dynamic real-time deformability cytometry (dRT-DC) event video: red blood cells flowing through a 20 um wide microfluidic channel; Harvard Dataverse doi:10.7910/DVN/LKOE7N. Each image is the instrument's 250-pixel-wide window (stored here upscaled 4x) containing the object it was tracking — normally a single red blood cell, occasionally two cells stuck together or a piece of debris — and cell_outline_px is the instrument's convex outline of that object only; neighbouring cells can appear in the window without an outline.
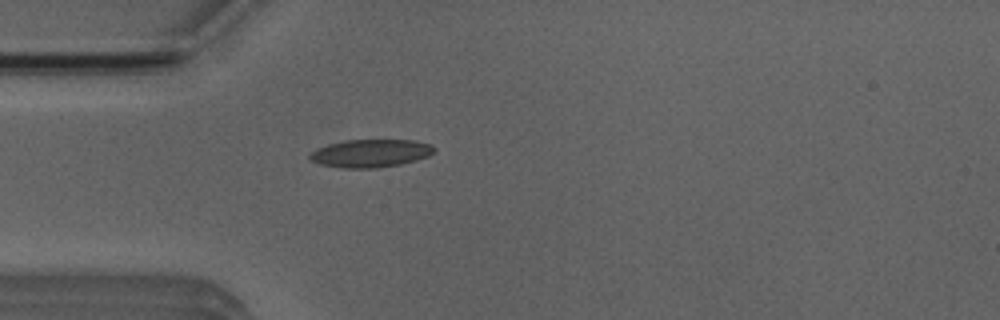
{"species": "Egyptian fruit bat (a non-hibernating species)", "species_latin": "Rousettus aegyptiacus", "temperature_condition": "room temperature", "stored_images_in_passage": 3, "camera_frame_rate_fps": 3000, "um_per_image_px": 0.085, "animal": {"sex": "male"}, "frame": {"image": 1, "passage_image": 3, "time_ms": 2.333, "image_size_px": [1000, 320], "cell_outline_px": [[436, 148], [428, 156], [416, 160], [400, 164], [376, 168], [344, 168], [320, 164], [312, 160], [308, 156], [316, 148], [328, 144], [348, 140], [412, 140], [432, 144]], "centroid_in_image_um": [31.51, 13.02], "position_along_channel_um": 53.5, "area_um2": 20.11}}